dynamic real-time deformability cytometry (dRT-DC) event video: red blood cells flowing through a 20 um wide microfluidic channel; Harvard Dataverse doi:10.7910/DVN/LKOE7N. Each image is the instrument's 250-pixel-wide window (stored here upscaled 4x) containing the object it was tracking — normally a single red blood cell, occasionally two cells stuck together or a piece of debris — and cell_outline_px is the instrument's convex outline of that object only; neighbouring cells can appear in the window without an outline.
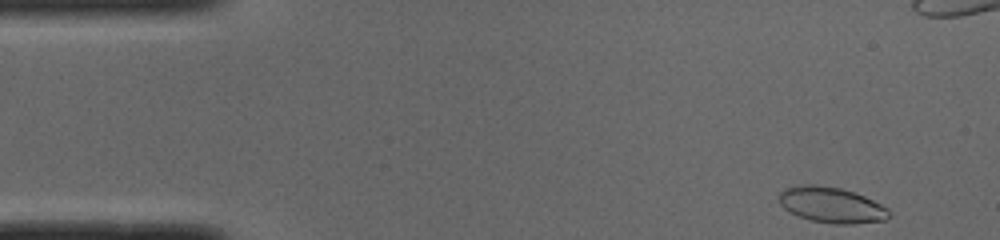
{"species": "common noctule bat (a hibernating species)", "species_latin": "Nyctalus noctula", "temperature_condition": "cold", "stored_images_in_passage": 48, "camera_frame_rate_fps": 3000, "um_per_image_px": 0.085, "animal": {"sex": "male", "body_mass_g": 19.0, "forearm_length_mm": 50.8}, "frame": {"image": 1, "passage_image": 1, "time_ms": 0.0, "image_size_px": [1000, 240], "cell_outline_px": [[892, 216], [884, 220], [852, 224], [832, 224], [812, 220], [788, 212], [780, 204], [780, 192], [784, 188], [804, 184], [816, 184], [840, 188], [864, 196], [888, 208], [892, 212]], "centroid_in_image_um": [70.69, 17.42], "position_along_channel_um": 14.3, "area_um2": 22.89}}
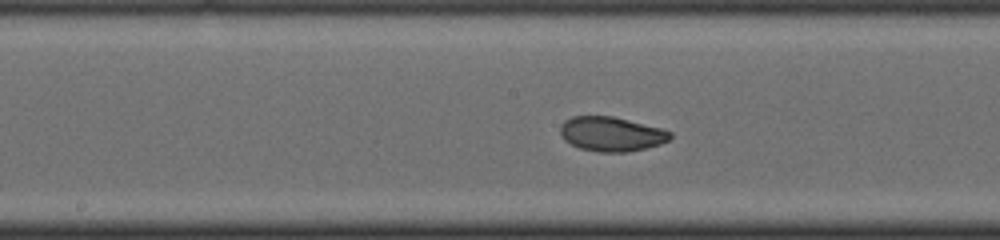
{"frame": {"image": 2, "passage_image": 22, "time_ms": 7.0, "image_size_px": [1000, 240], "cell_outline_px": [[672, 136], [668, 140], [660, 144], [628, 152], [596, 152], [580, 148], [564, 140], [560, 132], [560, 124], [564, 120], [572, 116], [612, 116], [660, 128], [672, 132]], "centroid_in_image_um": [51.93, 11.39], "position_along_channel_um": 196.3, "area_um2": 22.02}}
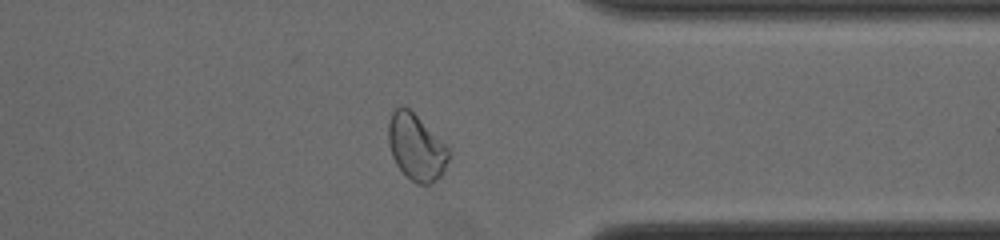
{"frame": {"image": 3, "passage_image": 36, "time_ms": 11.667, "image_size_px": [1000, 240], "cell_outline_px": [[452, 156], [444, 172], [432, 184], [416, 184], [396, 164], [392, 156], [388, 144], [388, 124], [392, 112], [396, 108], [404, 104], [452, 152]], "centroid_in_image_um": [35.39, 12.54], "position_along_channel_um": 376.0, "area_um2": 23.18}, "authors_computed_cell_mechanics": {"area_um2": 22.6287, "velocity_mm_per_s": 4.0039, "shape_relaxation_time_tau1_ms": 3.8712, "shape_relaxation_time_tau2_ms": 1.1972, "deformation_change_tau1": 0.1592, "deformation_change_tau2": 0.0511}}